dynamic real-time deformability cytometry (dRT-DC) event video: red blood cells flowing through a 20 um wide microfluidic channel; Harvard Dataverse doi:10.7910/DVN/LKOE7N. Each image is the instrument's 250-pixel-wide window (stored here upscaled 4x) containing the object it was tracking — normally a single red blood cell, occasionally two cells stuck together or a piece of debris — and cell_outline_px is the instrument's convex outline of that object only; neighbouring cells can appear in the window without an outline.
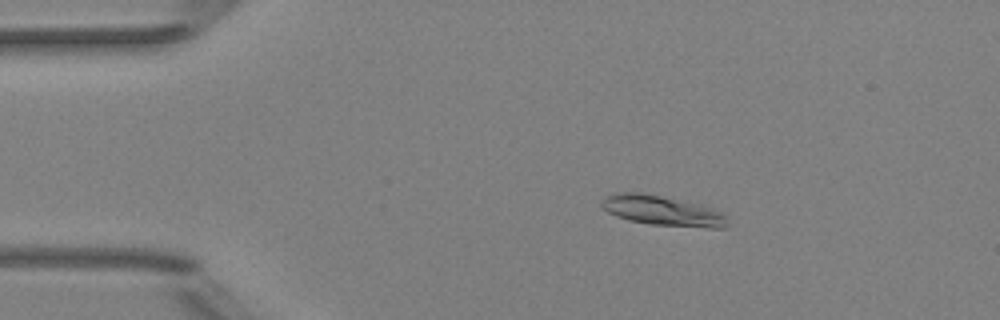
{"species": "Egyptian fruit bat (a non-hibernating species)", "species_latin": "Rousettus aegyptiacus", "temperature_condition": "room temperature", "stored_images_in_passage": 48, "camera_frame_rate_fps": 3000, "um_per_image_px": 0.085, "animal": {"sex": "female"}, "frame": {"image": 1, "passage_image": 6, "time_ms": 1.667, "image_size_px": [1000, 320], "cell_outline_px": [[728, 224], [724, 228], [708, 228], [648, 224], [628, 220], [616, 216], [608, 212], [600, 204], [604, 196], [616, 192], [640, 192], [660, 196], [696, 204], [712, 208], [724, 212]], "centroid_in_image_um": [56.29, 17.92], "position_along_channel_um": 28.7, "area_um2": 21.96}}
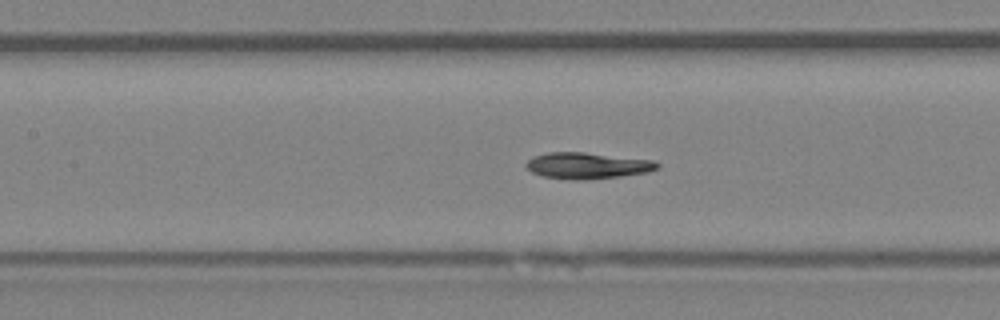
{"frame": {"image": 2, "passage_image": 20, "time_ms": 6.333, "image_size_px": [1000, 320], "cell_outline_px": [[660, 168], [648, 172], [620, 176], [584, 180], [576, 180], [544, 176], [532, 172], [524, 164], [532, 156], [548, 152], [584, 152], [652, 160], [660, 164]], "centroid_in_image_um": [49.93, 14.07], "position_along_channel_um": 157.5, "area_um2": 20.0}}
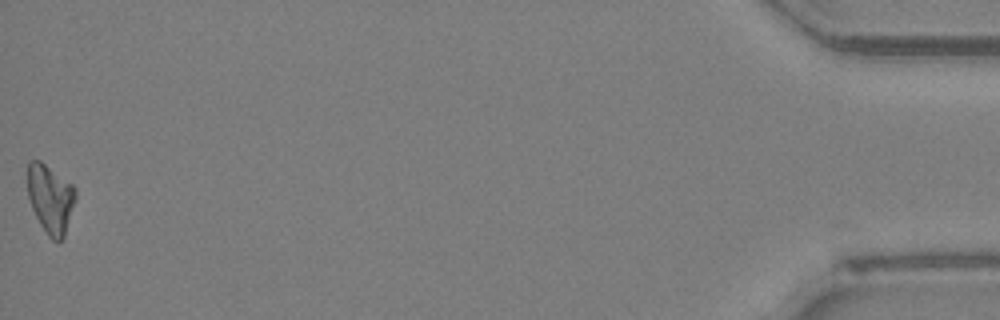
{"frame": {"image": 3, "passage_image": 48, "time_ms": 15.667, "image_size_px": [1000, 320], "cell_outline_px": [[76, 200], [64, 236], [60, 240], [52, 240], [48, 236], [40, 224], [32, 208], [28, 196], [28, 160], [40, 160], [72, 184], [76, 188]], "centroid_in_image_um": [4.29, 16.88], "position_along_channel_um": 430.9, "area_um2": 19.13}, "authors_computed_cell_mechanics": {"area_um2": 19.7676, "velocity_mm_per_s": 4.016, "shape_relaxation_time_tau1_ms": 7.7531, "shape_relaxation_time_tau2_ms": null, "deformation_change_tau1": 0.2079, "deformation_change_tau2": null}}